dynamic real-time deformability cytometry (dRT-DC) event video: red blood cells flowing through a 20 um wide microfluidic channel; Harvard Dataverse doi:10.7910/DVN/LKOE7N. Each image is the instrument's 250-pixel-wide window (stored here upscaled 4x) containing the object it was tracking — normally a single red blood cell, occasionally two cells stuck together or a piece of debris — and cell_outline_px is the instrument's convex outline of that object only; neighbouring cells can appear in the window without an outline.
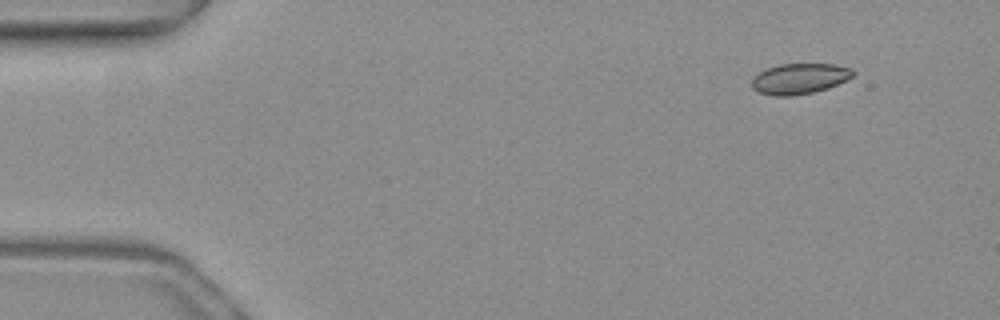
{"species": "common noctule bat (a hibernating species)", "species_latin": "Nyctalus noctula", "temperature_condition": "warm", "stored_images_in_passage": 48, "camera_frame_rate_fps": 3000, "um_per_image_px": 0.085, "animal": {"sex": "female", "body_mass_g": 19.3, "forearm_length_mm": 54.1}, "frame": {"image": 1, "passage_image": 1, "time_ms": 0.0, "image_size_px": [1000, 320], "cell_outline_px": [[856, 72], [852, 76], [828, 88], [812, 92], [792, 96], [772, 96], [760, 92], [752, 88], [752, 76], [764, 68], [780, 64], [836, 64], [852, 68]], "centroid_in_image_um": [67.92, 6.67], "position_along_channel_um": 17.1, "area_um2": 18.15}}
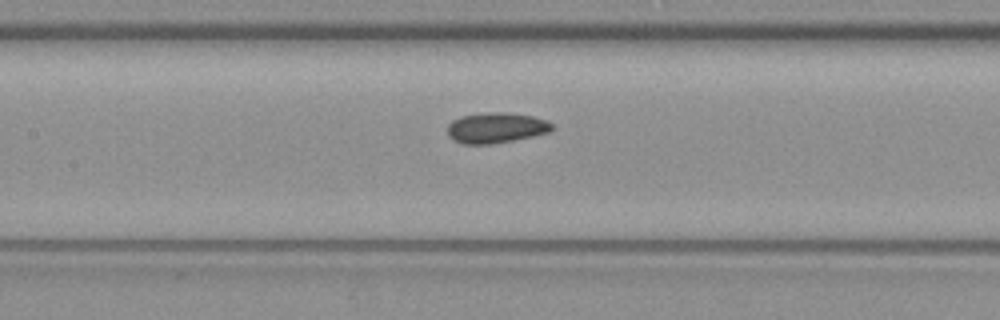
{"frame": {"image": 2, "passage_image": 20, "time_ms": 6.333, "image_size_px": [1000, 320], "cell_outline_px": [[556, 128], [548, 132], [532, 136], [492, 144], [464, 144], [448, 136], [448, 124], [452, 120], [460, 116], [484, 112], [508, 112], [532, 116], [548, 120]], "centroid_in_image_um": [42.18, 10.84], "position_along_channel_um": 165.2, "area_um2": 18.67}}
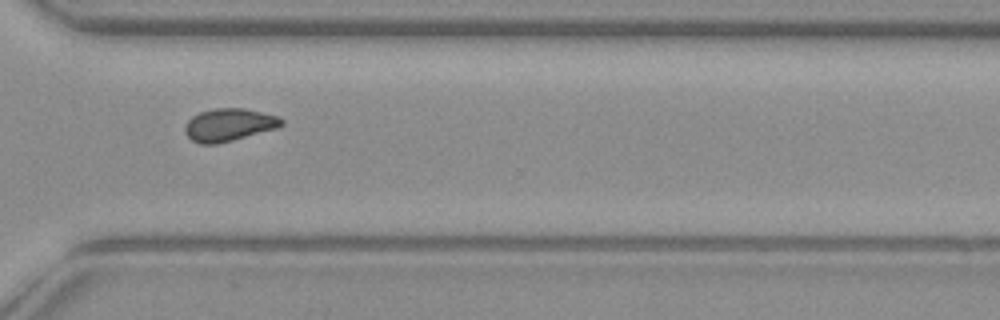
{"frame": {"image": 3, "passage_image": 34, "time_ms": 11.0, "image_size_px": [1000, 320], "cell_outline_px": [[284, 124], [276, 128], [232, 140], [216, 144], [200, 144], [192, 140], [184, 132], [184, 124], [192, 116], [200, 112], [216, 108], [244, 108], [276, 116], [284, 120]], "centroid_in_image_um": [19.42, 10.61], "position_along_channel_um": 351.2, "area_um2": 18.21}, "authors_computed_cell_mechanics": {"area_um2": 18.2648, "velocity_mm_per_s": 3.9849, "shape_relaxation_time_tau1_ms": null, "shape_relaxation_time_tau2_ms": 2.3179, "deformation_change_tau1": null, "deformation_change_tau2": 0.0499}}